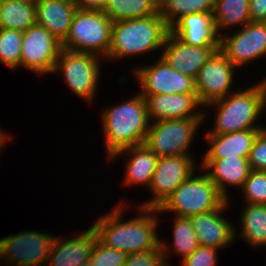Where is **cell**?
Here are the masks:
<instances>
[{
  "label": "cell",
  "instance_id": "7c38bea8",
  "mask_svg": "<svg viewBox=\"0 0 266 266\" xmlns=\"http://www.w3.org/2000/svg\"><path fill=\"white\" fill-rule=\"evenodd\" d=\"M155 62L151 66L143 64V67L134 68L141 95L197 94L193 77L178 72L161 57Z\"/></svg>",
  "mask_w": 266,
  "mask_h": 266
},
{
  "label": "cell",
  "instance_id": "d4e9b609",
  "mask_svg": "<svg viewBox=\"0 0 266 266\" xmlns=\"http://www.w3.org/2000/svg\"><path fill=\"white\" fill-rule=\"evenodd\" d=\"M241 212L240 238L257 247H266V205L246 203Z\"/></svg>",
  "mask_w": 266,
  "mask_h": 266
},
{
  "label": "cell",
  "instance_id": "cb8c5ba5",
  "mask_svg": "<svg viewBox=\"0 0 266 266\" xmlns=\"http://www.w3.org/2000/svg\"><path fill=\"white\" fill-rule=\"evenodd\" d=\"M36 25L35 0H0V29L23 32Z\"/></svg>",
  "mask_w": 266,
  "mask_h": 266
},
{
  "label": "cell",
  "instance_id": "ffe728a7",
  "mask_svg": "<svg viewBox=\"0 0 266 266\" xmlns=\"http://www.w3.org/2000/svg\"><path fill=\"white\" fill-rule=\"evenodd\" d=\"M218 190L229 200V186L241 188L251 171L248 158L235 156L223 159H201L200 166Z\"/></svg>",
  "mask_w": 266,
  "mask_h": 266
},
{
  "label": "cell",
  "instance_id": "f546056e",
  "mask_svg": "<svg viewBox=\"0 0 266 266\" xmlns=\"http://www.w3.org/2000/svg\"><path fill=\"white\" fill-rule=\"evenodd\" d=\"M22 32L0 29V62L10 70L20 68Z\"/></svg>",
  "mask_w": 266,
  "mask_h": 266
},
{
  "label": "cell",
  "instance_id": "5bb4252c",
  "mask_svg": "<svg viewBox=\"0 0 266 266\" xmlns=\"http://www.w3.org/2000/svg\"><path fill=\"white\" fill-rule=\"evenodd\" d=\"M237 68L217 50L204 64L195 78V88L203 107L232 93Z\"/></svg>",
  "mask_w": 266,
  "mask_h": 266
},
{
  "label": "cell",
  "instance_id": "4fadbf2b",
  "mask_svg": "<svg viewBox=\"0 0 266 266\" xmlns=\"http://www.w3.org/2000/svg\"><path fill=\"white\" fill-rule=\"evenodd\" d=\"M195 161L194 156L159 157L148 188L152 193L151 195L154 196L138 205L158 208L179 185L197 170Z\"/></svg>",
  "mask_w": 266,
  "mask_h": 266
},
{
  "label": "cell",
  "instance_id": "4dcf8cb0",
  "mask_svg": "<svg viewBox=\"0 0 266 266\" xmlns=\"http://www.w3.org/2000/svg\"><path fill=\"white\" fill-rule=\"evenodd\" d=\"M169 246L166 241L160 240V244L155 249L129 254L123 266H171L167 261Z\"/></svg>",
  "mask_w": 266,
  "mask_h": 266
},
{
  "label": "cell",
  "instance_id": "8fae6325",
  "mask_svg": "<svg viewBox=\"0 0 266 266\" xmlns=\"http://www.w3.org/2000/svg\"><path fill=\"white\" fill-rule=\"evenodd\" d=\"M231 33H223L219 50L236 68L266 57V22L250 21Z\"/></svg>",
  "mask_w": 266,
  "mask_h": 266
},
{
  "label": "cell",
  "instance_id": "277c9868",
  "mask_svg": "<svg viewBox=\"0 0 266 266\" xmlns=\"http://www.w3.org/2000/svg\"><path fill=\"white\" fill-rule=\"evenodd\" d=\"M169 32L159 12L149 17L116 21L105 59L115 61L161 50Z\"/></svg>",
  "mask_w": 266,
  "mask_h": 266
},
{
  "label": "cell",
  "instance_id": "44dd1931",
  "mask_svg": "<svg viewBox=\"0 0 266 266\" xmlns=\"http://www.w3.org/2000/svg\"><path fill=\"white\" fill-rule=\"evenodd\" d=\"M124 154H129L125 164L127 166H125L124 185L127 187L128 185L129 187L131 185H143L149 188L158 161L156 154L143 143L122 149L113 154L108 160L114 161L118 156L120 158Z\"/></svg>",
  "mask_w": 266,
  "mask_h": 266
},
{
  "label": "cell",
  "instance_id": "9a60e30c",
  "mask_svg": "<svg viewBox=\"0 0 266 266\" xmlns=\"http://www.w3.org/2000/svg\"><path fill=\"white\" fill-rule=\"evenodd\" d=\"M229 205L230 199L216 210L189 217L200 246L223 250L235 242L238 230L222 215Z\"/></svg>",
  "mask_w": 266,
  "mask_h": 266
},
{
  "label": "cell",
  "instance_id": "2e32d148",
  "mask_svg": "<svg viewBox=\"0 0 266 266\" xmlns=\"http://www.w3.org/2000/svg\"><path fill=\"white\" fill-rule=\"evenodd\" d=\"M146 102L149 122L167 119L204 118L208 111H202L203 105L197 94H158L142 95ZM201 106V107H200ZM198 108L201 111H198ZM197 110V112H195Z\"/></svg>",
  "mask_w": 266,
  "mask_h": 266
},
{
  "label": "cell",
  "instance_id": "4316f807",
  "mask_svg": "<svg viewBox=\"0 0 266 266\" xmlns=\"http://www.w3.org/2000/svg\"><path fill=\"white\" fill-rule=\"evenodd\" d=\"M216 0H158V12L171 28L183 16L193 13H214Z\"/></svg>",
  "mask_w": 266,
  "mask_h": 266
},
{
  "label": "cell",
  "instance_id": "8d00e7d4",
  "mask_svg": "<svg viewBox=\"0 0 266 266\" xmlns=\"http://www.w3.org/2000/svg\"><path fill=\"white\" fill-rule=\"evenodd\" d=\"M77 9L102 10L108 0H72Z\"/></svg>",
  "mask_w": 266,
  "mask_h": 266
},
{
  "label": "cell",
  "instance_id": "5b68a950",
  "mask_svg": "<svg viewBox=\"0 0 266 266\" xmlns=\"http://www.w3.org/2000/svg\"><path fill=\"white\" fill-rule=\"evenodd\" d=\"M200 174L194 172L179 185L157 208L159 213L172 211L176 216L189 218L220 208L228 199L203 170Z\"/></svg>",
  "mask_w": 266,
  "mask_h": 266
},
{
  "label": "cell",
  "instance_id": "6da1fadb",
  "mask_svg": "<svg viewBox=\"0 0 266 266\" xmlns=\"http://www.w3.org/2000/svg\"><path fill=\"white\" fill-rule=\"evenodd\" d=\"M138 206L137 211L141 215L127 221L123 220L127 205L122 202L102 215L92 225L97 238L106 246L127 255L155 249L161 240L156 232L159 224L156 215L160 213L157 208Z\"/></svg>",
  "mask_w": 266,
  "mask_h": 266
},
{
  "label": "cell",
  "instance_id": "3957f363",
  "mask_svg": "<svg viewBox=\"0 0 266 266\" xmlns=\"http://www.w3.org/2000/svg\"><path fill=\"white\" fill-rule=\"evenodd\" d=\"M101 114L108 159L122 149L145 142L150 122L145 99L140 93L107 107Z\"/></svg>",
  "mask_w": 266,
  "mask_h": 266
},
{
  "label": "cell",
  "instance_id": "7a4b0ae2",
  "mask_svg": "<svg viewBox=\"0 0 266 266\" xmlns=\"http://www.w3.org/2000/svg\"><path fill=\"white\" fill-rule=\"evenodd\" d=\"M216 111L215 125L205 134H226L249 129H264L256 121L266 110V77L250 88L233 91L206 104ZM264 110V111H263Z\"/></svg>",
  "mask_w": 266,
  "mask_h": 266
},
{
  "label": "cell",
  "instance_id": "836d02e7",
  "mask_svg": "<svg viewBox=\"0 0 266 266\" xmlns=\"http://www.w3.org/2000/svg\"><path fill=\"white\" fill-rule=\"evenodd\" d=\"M248 162L251 170L266 172V128L262 129L255 138Z\"/></svg>",
  "mask_w": 266,
  "mask_h": 266
},
{
  "label": "cell",
  "instance_id": "52a82bcc",
  "mask_svg": "<svg viewBox=\"0 0 266 266\" xmlns=\"http://www.w3.org/2000/svg\"><path fill=\"white\" fill-rule=\"evenodd\" d=\"M101 59L96 54L62 49L52 74H59L73 93L91 104L101 79Z\"/></svg>",
  "mask_w": 266,
  "mask_h": 266
},
{
  "label": "cell",
  "instance_id": "e0dca14e",
  "mask_svg": "<svg viewBox=\"0 0 266 266\" xmlns=\"http://www.w3.org/2000/svg\"><path fill=\"white\" fill-rule=\"evenodd\" d=\"M160 57L178 72L197 77L199 71L218 50L215 46L187 45L171 32L166 37Z\"/></svg>",
  "mask_w": 266,
  "mask_h": 266
},
{
  "label": "cell",
  "instance_id": "9c48e42d",
  "mask_svg": "<svg viewBox=\"0 0 266 266\" xmlns=\"http://www.w3.org/2000/svg\"><path fill=\"white\" fill-rule=\"evenodd\" d=\"M55 236L24 231L0 239V261L6 266H46Z\"/></svg>",
  "mask_w": 266,
  "mask_h": 266
},
{
  "label": "cell",
  "instance_id": "1f68e13d",
  "mask_svg": "<svg viewBox=\"0 0 266 266\" xmlns=\"http://www.w3.org/2000/svg\"><path fill=\"white\" fill-rule=\"evenodd\" d=\"M240 189L245 203L266 205V172L251 170Z\"/></svg>",
  "mask_w": 266,
  "mask_h": 266
},
{
  "label": "cell",
  "instance_id": "d6986e66",
  "mask_svg": "<svg viewBox=\"0 0 266 266\" xmlns=\"http://www.w3.org/2000/svg\"><path fill=\"white\" fill-rule=\"evenodd\" d=\"M83 232L72 239L70 237L55 236L46 265L80 266L82 263L87 262L97 235L92 226Z\"/></svg>",
  "mask_w": 266,
  "mask_h": 266
},
{
  "label": "cell",
  "instance_id": "30bf717a",
  "mask_svg": "<svg viewBox=\"0 0 266 266\" xmlns=\"http://www.w3.org/2000/svg\"><path fill=\"white\" fill-rule=\"evenodd\" d=\"M62 50L61 42L46 28L33 25L22 32L20 67L38 75L53 72Z\"/></svg>",
  "mask_w": 266,
  "mask_h": 266
},
{
  "label": "cell",
  "instance_id": "603a6c76",
  "mask_svg": "<svg viewBox=\"0 0 266 266\" xmlns=\"http://www.w3.org/2000/svg\"><path fill=\"white\" fill-rule=\"evenodd\" d=\"M262 129H249L226 134H206L209 144L202 159H223L241 156L248 158L255 138Z\"/></svg>",
  "mask_w": 266,
  "mask_h": 266
},
{
  "label": "cell",
  "instance_id": "83f0119b",
  "mask_svg": "<svg viewBox=\"0 0 266 266\" xmlns=\"http://www.w3.org/2000/svg\"><path fill=\"white\" fill-rule=\"evenodd\" d=\"M102 11L114 22L158 13V0H108Z\"/></svg>",
  "mask_w": 266,
  "mask_h": 266
},
{
  "label": "cell",
  "instance_id": "74e56055",
  "mask_svg": "<svg viewBox=\"0 0 266 266\" xmlns=\"http://www.w3.org/2000/svg\"><path fill=\"white\" fill-rule=\"evenodd\" d=\"M12 139V135H9L0 128V150L4 147L5 144L9 143L8 141Z\"/></svg>",
  "mask_w": 266,
  "mask_h": 266
},
{
  "label": "cell",
  "instance_id": "f35d334b",
  "mask_svg": "<svg viewBox=\"0 0 266 266\" xmlns=\"http://www.w3.org/2000/svg\"><path fill=\"white\" fill-rule=\"evenodd\" d=\"M80 266H92L89 261L82 263Z\"/></svg>",
  "mask_w": 266,
  "mask_h": 266
},
{
  "label": "cell",
  "instance_id": "d6a6232c",
  "mask_svg": "<svg viewBox=\"0 0 266 266\" xmlns=\"http://www.w3.org/2000/svg\"><path fill=\"white\" fill-rule=\"evenodd\" d=\"M127 257L126 253L108 247L96 238L88 261L92 266H123Z\"/></svg>",
  "mask_w": 266,
  "mask_h": 266
},
{
  "label": "cell",
  "instance_id": "7402d4cb",
  "mask_svg": "<svg viewBox=\"0 0 266 266\" xmlns=\"http://www.w3.org/2000/svg\"><path fill=\"white\" fill-rule=\"evenodd\" d=\"M36 24L62 42L68 35L77 10L72 0H35Z\"/></svg>",
  "mask_w": 266,
  "mask_h": 266
},
{
  "label": "cell",
  "instance_id": "e575fe53",
  "mask_svg": "<svg viewBox=\"0 0 266 266\" xmlns=\"http://www.w3.org/2000/svg\"><path fill=\"white\" fill-rule=\"evenodd\" d=\"M218 250L215 247L199 246L190 256L181 261V266H216Z\"/></svg>",
  "mask_w": 266,
  "mask_h": 266
},
{
  "label": "cell",
  "instance_id": "484cf974",
  "mask_svg": "<svg viewBox=\"0 0 266 266\" xmlns=\"http://www.w3.org/2000/svg\"><path fill=\"white\" fill-rule=\"evenodd\" d=\"M213 17L220 36L223 29H240L250 22L249 0H216Z\"/></svg>",
  "mask_w": 266,
  "mask_h": 266
},
{
  "label": "cell",
  "instance_id": "ba28073f",
  "mask_svg": "<svg viewBox=\"0 0 266 266\" xmlns=\"http://www.w3.org/2000/svg\"><path fill=\"white\" fill-rule=\"evenodd\" d=\"M203 123L204 118L167 119L151 122L144 143L158 158L193 156L189 150L193 145L196 132Z\"/></svg>",
  "mask_w": 266,
  "mask_h": 266
},
{
  "label": "cell",
  "instance_id": "d590c367",
  "mask_svg": "<svg viewBox=\"0 0 266 266\" xmlns=\"http://www.w3.org/2000/svg\"><path fill=\"white\" fill-rule=\"evenodd\" d=\"M250 21L266 22V0H249Z\"/></svg>",
  "mask_w": 266,
  "mask_h": 266
},
{
  "label": "cell",
  "instance_id": "8992f818",
  "mask_svg": "<svg viewBox=\"0 0 266 266\" xmlns=\"http://www.w3.org/2000/svg\"><path fill=\"white\" fill-rule=\"evenodd\" d=\"M113 21L102 10L77 9L62 49L107 57Z\"/></svg>",
  "mask_w": 266,
  "mask_h": 266
},
{
  "label": "cell",
  "instance_id": "f1b7e54d",
  "mask_svg": "<svg viewBox=\"0 0 266 266\" xmlns=\"http://www.w3.org/2000/svg\"><path fill=\"white\" fill-rule=\"evenodd\" d=\"M172 231L173 246L170 251L181 256V261L200 246L190 218L175 215Z\"/></svg>",
  "mask_w": 266,
  "mask_h": 266
},
{
  "label": "cell",
  "instance_id": "ac0fdd59",
  "mask_svg": "<svg viewBox=\"0 0 266 266\" xmlns=\"http://www.w3.org/2000/svg\"><path fill=\"white\" fill-rule=\"evenodd\" d=\"M170 32L191 46H215L220 49L221 36L217 31L213 13H193L183 16Z\"/></svg>",
  "mask_w": 266,
  "mask_h": 266
}]
</instances>
